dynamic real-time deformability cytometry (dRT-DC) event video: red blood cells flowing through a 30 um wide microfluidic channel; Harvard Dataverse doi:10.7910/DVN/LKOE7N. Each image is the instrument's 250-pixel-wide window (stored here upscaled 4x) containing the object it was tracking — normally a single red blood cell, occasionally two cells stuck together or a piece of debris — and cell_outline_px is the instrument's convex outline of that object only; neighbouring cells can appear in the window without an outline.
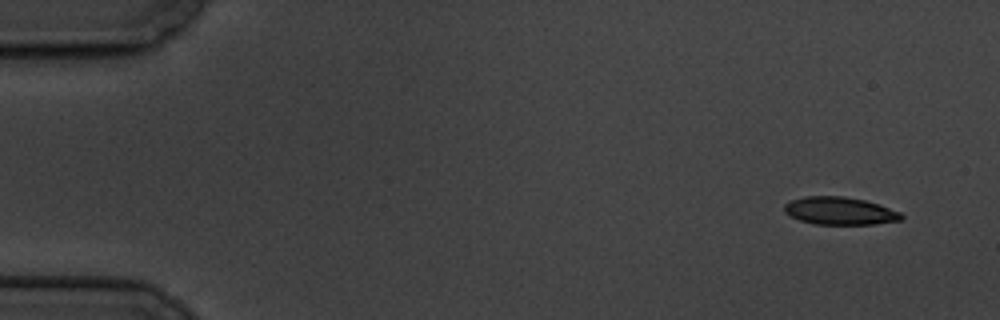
{"species": "common noctule bat (a hibernating species)", "species_latin": "Nyctalus noctula", "temperature_condition": "cold", "stored_images_in_passage": 5, "camera_frame_rate_fps": 3000, "um_per_image_px": 0.085, "animal": {"sex": "male", "body_mass_g": 19.5, "forearm_length_mm": 54.6}, "frame": {"image": 1, "passage_image": 1, "time_ms": 0.0, "image_size_px": [1000, 320], "cell_outline_px": [[904, 216], [900, 220], [872, 224], [816, 224], [800, 220], [784, 212], [784, 204], [792, 200], [804, 196], [844, 196], [864, 200], [880, 204], [900, 212]], "centroid_in_image_um": [71.38, 17.92], "position_along_channel_um": 13.6, "area_um2": 18.79}}
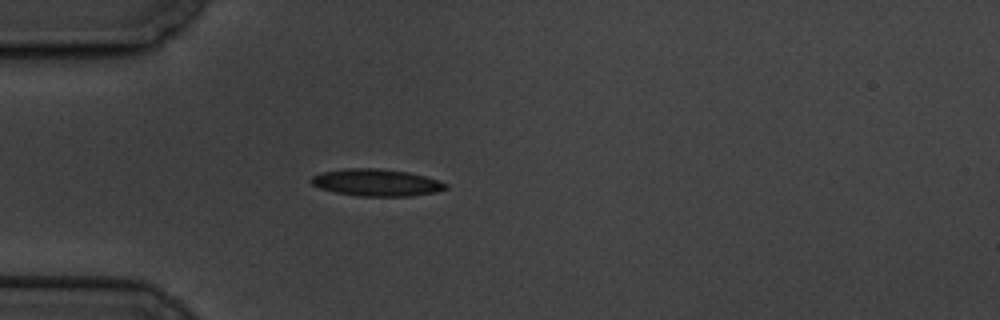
{"frame": {"image": 2, "passage_image": 5, "time_ms": 4.333, "image_size_px": [1000, 320], "cell_outline_px": [[448, 188], [436, 192], [412, 196], [360, 196], [336, 192], [320, 188], [312, 184], [308, 180], [312, 176], [324, 172], [344, 168], [376, 168], [408, 172], [440, 180], [448, 184]], "centroid_in_image_um": [32.02, 15.52], "position_along_channel_um": 53.0, "area_um2": 21.21}}